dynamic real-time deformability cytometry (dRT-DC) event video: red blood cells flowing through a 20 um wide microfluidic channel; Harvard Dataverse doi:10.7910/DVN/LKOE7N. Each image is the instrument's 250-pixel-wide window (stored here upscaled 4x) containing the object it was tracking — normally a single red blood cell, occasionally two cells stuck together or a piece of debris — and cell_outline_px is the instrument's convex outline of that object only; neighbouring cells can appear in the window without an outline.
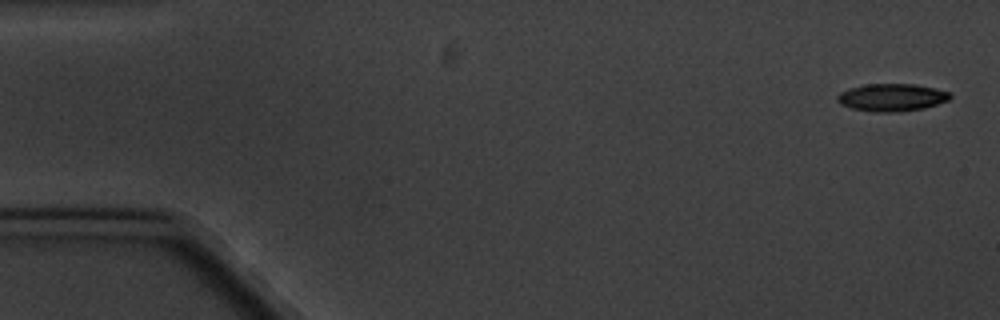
{"species": "common noctule bat (a hibernating species)", "species_latin": "Nyctalus noctula", "temperature_condition": "cold", "stored_images_in_passage": 10, "camera_frame_rate_fps": 3000, "um_per_image_px": 0.085, "animal": {"sex": "male", "body_mass_g": 20.1, "forearm_length_mm": 53.5}, "frame": {"image": 1, "passage_image": 1, "time_ms": 0.0, "image_size_px": [1000, 320], "cell_outline_px": [[952, 96], [948, 100], [924, 108], [900, 112], [872, 112], [852, 108], [840, 104], [836, 100], [836, 96], [840, 92], [864, 84], [912, 84], [936, 88], [948, 92]], "centroid_in_image_um": [75.78, 8.29], "position_along_channel_um": 9.2, "area_um2": 18.09}}
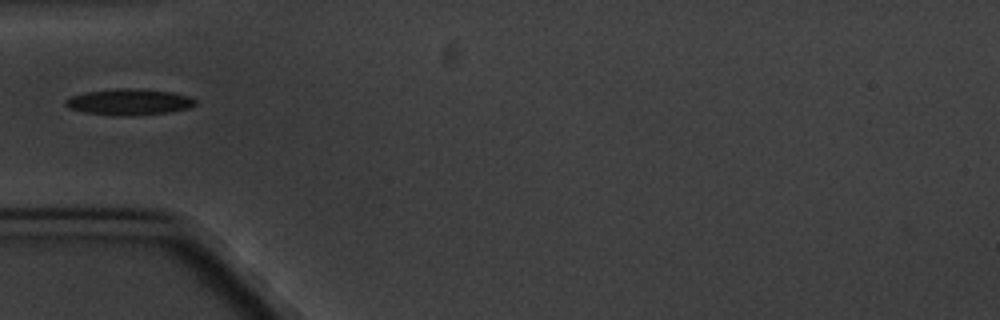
{"frame": {"image": 2, "passage_image": 5, "time_ms": 5.667, "image_size_px": [1000, 320], "cell_outline_px": [[196, 104], [188, 108], [168, 112], [132, 116], [120, 116], [84, 112], [68, 108], [64, 104], [64, 100], [72, 96], [84, 92], [116, 88], [136, 88], [172, 92], [192, 96], [196, 100]], "centroid_in_image_um": [10.97, 8.66], "position_along_channel_um": 74.0, "area_um2": 20.0}}
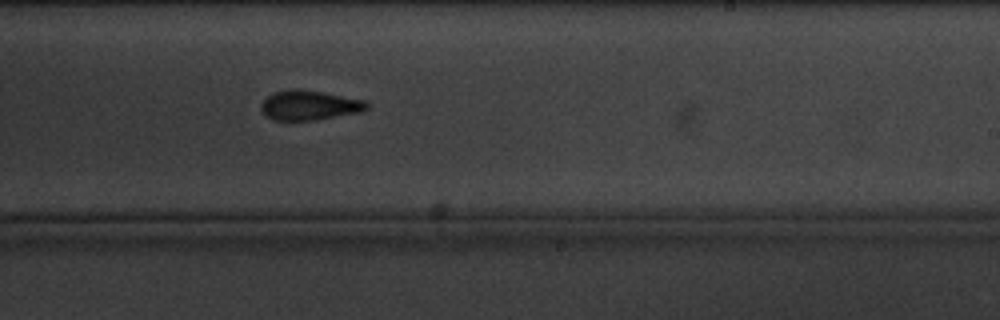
{"frame": {"image": 3, "passage_image": 10, "time_ms": 11.333, "image_size_px": [1000, 320], "cell_outline_px": [[368, 108], [360, 112], [316, 120], [272, 120], [260, 108], [260, 104], [272, 92], [296, 88], [300, 88], [324, 92], [368, 100]], "centroid_in_image_um": [26.32, 8.93], "position_along_channel_um": 262.7, "area_um2": 18.5}}